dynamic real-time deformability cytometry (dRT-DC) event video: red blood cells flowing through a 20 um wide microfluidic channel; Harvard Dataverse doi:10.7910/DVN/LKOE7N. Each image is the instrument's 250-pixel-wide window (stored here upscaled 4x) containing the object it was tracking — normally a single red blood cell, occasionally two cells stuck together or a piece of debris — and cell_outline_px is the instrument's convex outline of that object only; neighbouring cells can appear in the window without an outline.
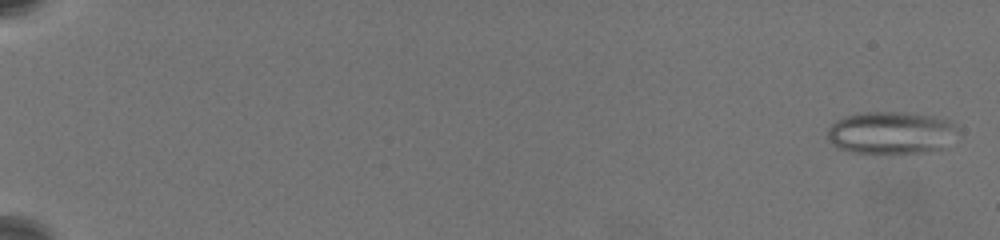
{"species": "common noctule bat (a hibernating species)", "species_latin": "Nyctalus noctula", "temperature_condition": "warm", "stored_images_in_passage": 54, "camera_frame_rate_fps": 3000, "um_per_image_px": 0.085, "animal": {"sex": "female", "body_mass_g": 19.5, "forearm_length_mm": 54.1}, "frame": {"image": 1, "passage_image": 2, "time_ms": 0.333, "image_size_px": [1000, 240], "cell_outline_px": [[952, 124], [944, 148], [920, 152], [848, 152], [836, 148], [828, 140], [828, 128], [836, 120], [848, 116], [864, 112], [904, 112], [936, 116], [952, 120]], "centroid_in_image_um": [75.61, 11.26], "position_along_channel_um": 9.4, "area_um2": 31.33}}
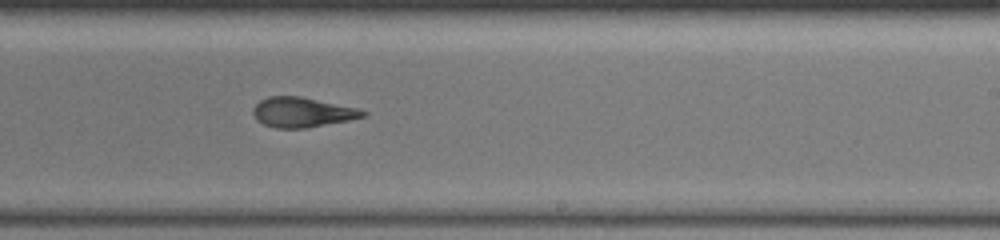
{"frame": {"image": 2, "passage_image": 38, "time_ms": 13.667, "image_size_px": [1000, 240], "cell_outline_px": [[368, 116], [308, 128], [276, 128], [264, 124], [256, 120], [252, 112], [252, 108], [260, 100], [268, 96], [300, 96], [356, 108], [368, 112]], "centroid_in_image_um": [25.67, 9.54], "position_along_channel_um": 263.3, "area_um2": 19.13}}
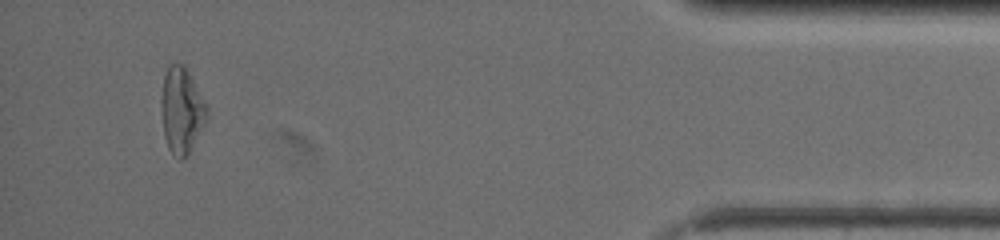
{"frame": {"image": 3, "passage_image": 52, "time_ms": 19.667, "image_size_px": [1000, 240], "cell_outline_px": [[208, 116], [188, 152], [180, 160], [172, 156], [168, 148], [164, 136], [160, 100], [164, 76], [168, 68], [172, 64], [184, 64], [188, 68], [208, 108]], "centroid_in_image_um": [15.42, 9.35], "position_along_channel_um": 419.8, "area_um2": 22.72}, "authors_computed_cell_mechanics": {"area_um2": 21.5305, "velocity_mm_per_s": 3.5206, "shape_relaxation_time_tau1_ms": 8.1148, "shape_relaxation_time_tau2_ms": 1.9146, "deformation_change_tau1": 0.2368, "deformation_change_tau2": 0.114}}